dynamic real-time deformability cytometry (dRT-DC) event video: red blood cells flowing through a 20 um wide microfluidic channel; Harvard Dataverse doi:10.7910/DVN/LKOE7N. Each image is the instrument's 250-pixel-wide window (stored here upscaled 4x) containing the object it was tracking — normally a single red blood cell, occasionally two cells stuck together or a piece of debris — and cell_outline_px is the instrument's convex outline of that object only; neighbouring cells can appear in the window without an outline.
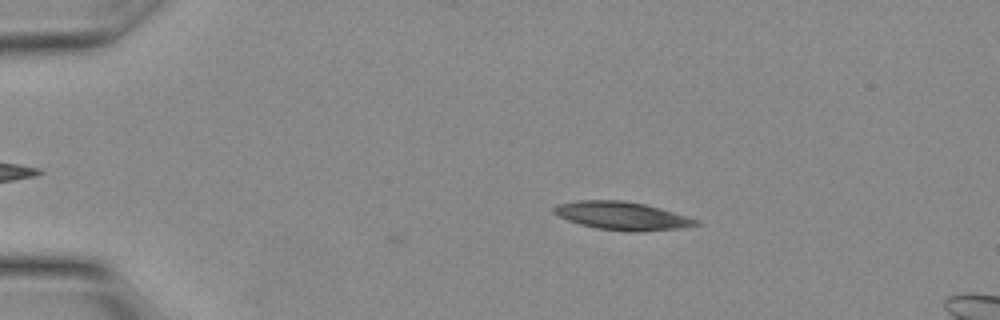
{"species": "Egyptian fruit bat (a non-hibernating species)", "species_latin": "Rousettus aegyptiacus", "temperature_condition": "warm", "stored_images_in_passage": 25, "camera_frame_rate_fps": 3000, "um_per_image_px": 0.085, "animal": {"sex": "female"}, "frame": {"image": 1, "passage_image": 1, "time_ms": 0.0, "image_size_px": [1000, 320], "cell_outline_px": [[700, 224], [688, 228], [636, 232], [596, 228], [580, 224], [568, 220], [552, 212], [552, 208], [556, 204], [576, 200], [624, 200], [644, 204], [660, 208], [700, 220]], "centroid_in_image_um": [52.9, 18.34], "position_along_channel_um": 32.1, "area_um2": 23.47}}
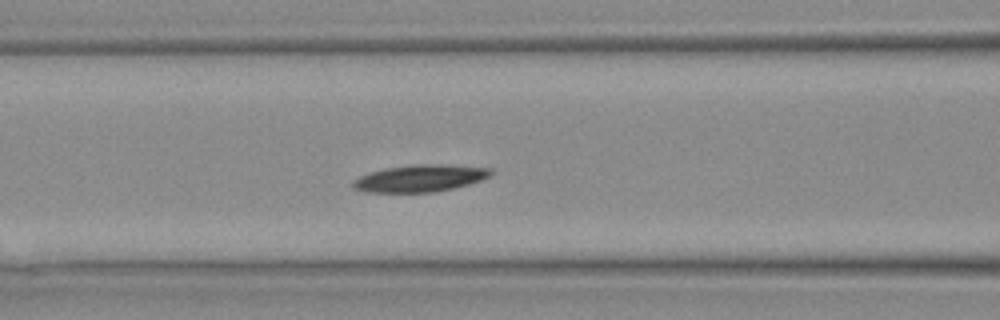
{"frame": {"image": 2, "passage_image": 8, "time_ms": 2.333, "image_size_px": [1000, 320], "cell_outline_px": [[496, 172], [480, 180], [468, 184], [436, 192], [368, 192], [356, 188], [352, 184], [352, 180], [360, 176], [384, 168], [416, 164], [444, 164], [492, 168]], "centroid_in_image_um": [35.74, 15.14], "position_along_channel_um": 130.9, "area_um2": 21.62}}
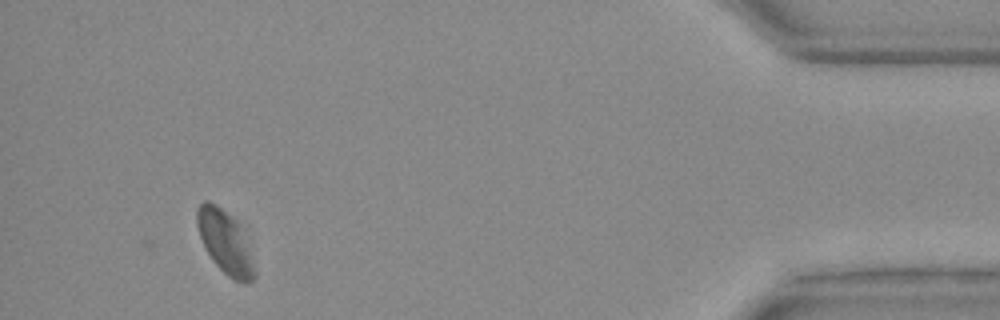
{"frame": {"image": 3, "passage_image": 23, "time_ms": 7.333, "image_size_px": [1000, 320], "cell_outline_px": [[256, 276], [248, 284], [244, 284], [228, 276], [212, 260], [200, 236], [196, 224], [196, 208], [204, 200], [208, 200], [216, 204], [236, 220], [240, 224], [256, 272]], "centroid_in_image_um": [19.12, 20.56], "position_along_channel_um": 416.1, "area_um2": 20.92}}